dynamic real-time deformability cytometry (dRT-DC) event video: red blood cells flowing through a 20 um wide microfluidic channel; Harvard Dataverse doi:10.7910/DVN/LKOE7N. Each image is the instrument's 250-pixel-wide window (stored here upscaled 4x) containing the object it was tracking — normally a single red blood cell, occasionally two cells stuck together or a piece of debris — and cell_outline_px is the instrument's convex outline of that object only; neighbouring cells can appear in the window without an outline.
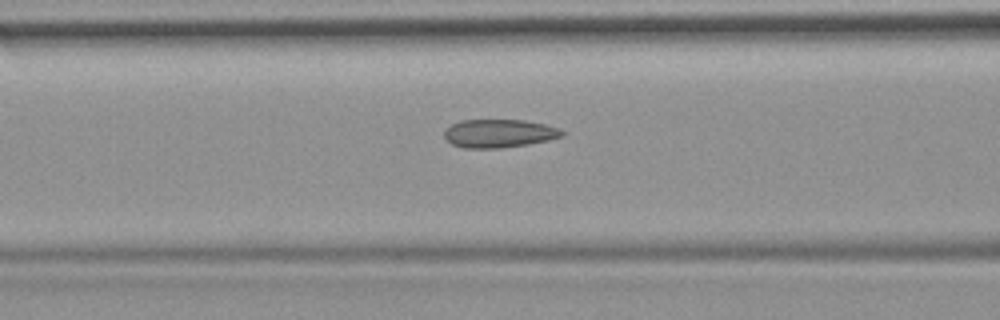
{"species": "common noctule bat (a hibernating species)", "species_latin": "Nyctalus noctula", "temperature_condition": "room temperature", "stored_images_in_passage": 21, "camera_frame_rate_fps": 3000, "um_per_image_px": 0.085, "animal": {"sex": "female", "body_mass_g": 19.9}, "frame": {"image": 1, "passage_image": 21, "time_ms": 6.667, "image_size_px": [1000, 320], "cell_outline_px": [[564, 136], [548, 140], [528, 144], [500, 148], [464, 148], [452, 144], [444, 136], [444, 132], [452, 124], [460, 120], [524, 120], [544, 124], [556, 128], [564, 132]], "centroid_in_image_um": [42.41, 11.34], "position_along_channel_um": 124.2, "area_um2": 19.25}}